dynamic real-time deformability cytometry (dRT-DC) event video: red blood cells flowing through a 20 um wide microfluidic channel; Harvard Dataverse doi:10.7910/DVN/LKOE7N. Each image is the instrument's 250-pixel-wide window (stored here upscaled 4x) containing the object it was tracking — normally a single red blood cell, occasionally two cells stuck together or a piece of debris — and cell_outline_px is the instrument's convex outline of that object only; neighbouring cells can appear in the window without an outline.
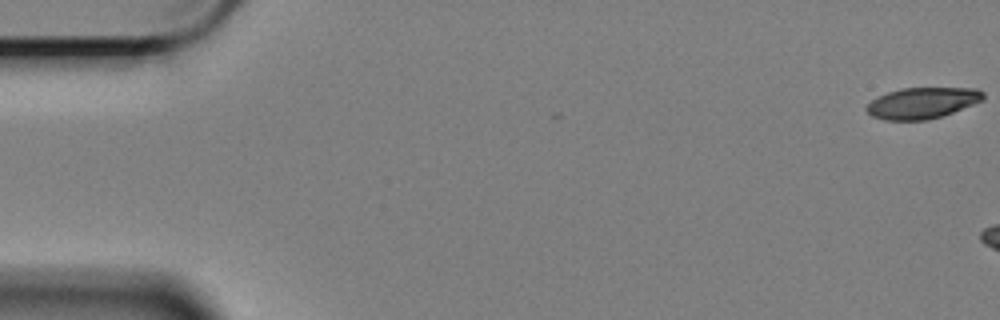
{"species": "Egyptian fruit bat (a non-hibernating species)", "species_latin": "Rousettus aegyptiacus", "temperature_condition": "cold", "stored_images_in_passage": 7, "camera_frame_rate_fps": 3000, "um_per_image_px": 0.085, "animal": {"sex": "female"}, "frame": {"image": 1, "passage_image": 1, "time_ms": 0.0, "image_size_px": [1000, 320], "cell_outline_px": [[980, 96], [948, 112], [932, 116], [884, 116], [900, 92], [920, 88], [944, 88], [980, 92]], "centroid_in_image_um": [79.0, 8.64], "position_along_channel_um": 6.0, "area_um2": 13.76}}